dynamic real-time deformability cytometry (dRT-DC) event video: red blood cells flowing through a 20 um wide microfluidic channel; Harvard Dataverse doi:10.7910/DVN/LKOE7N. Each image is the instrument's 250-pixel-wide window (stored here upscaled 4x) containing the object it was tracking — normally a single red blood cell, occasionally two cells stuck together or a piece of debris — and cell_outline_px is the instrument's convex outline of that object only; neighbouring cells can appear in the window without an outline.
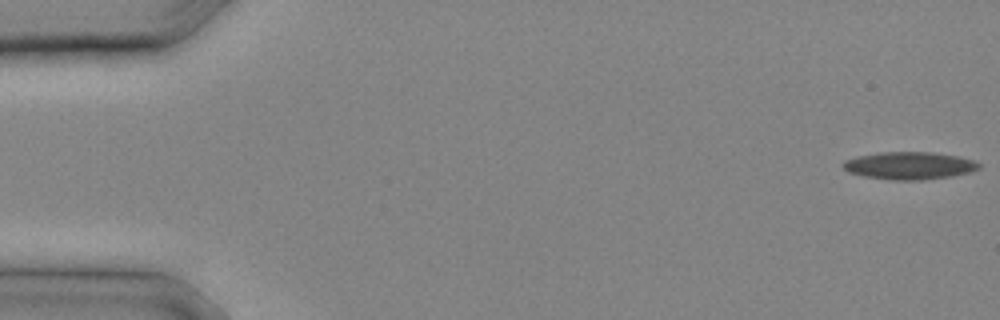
{"species": "common noctule bat (a hibernating species)", "species_latin": "Nyctalus noctula", "temperature_condition": "cold", "stored_images_in_passage": 13, "camera_frame_rate_fps": 3000, "um_per_image_px": 0.085, "animal": {"sex": "male", "body_mass_g": 20.4}, "frame": {"image": 1, "passage_image": 1, "time_ms": 0.0, "image_size_px": [1000, 320], "cell_outline_px": [[980, 168], [968, 172], [952, 176], [924, 180], [892, 180], [864, 176], [848, 172], [840, 164], [844, 160], [856, 156], [880, 152], [932, 152], [960, 156], [972, 160], [980, 164]], "centroid_in_image_um": [77.26, 14.07], "position_along_channel_um": 7.7, "area_um2": 21.91}}
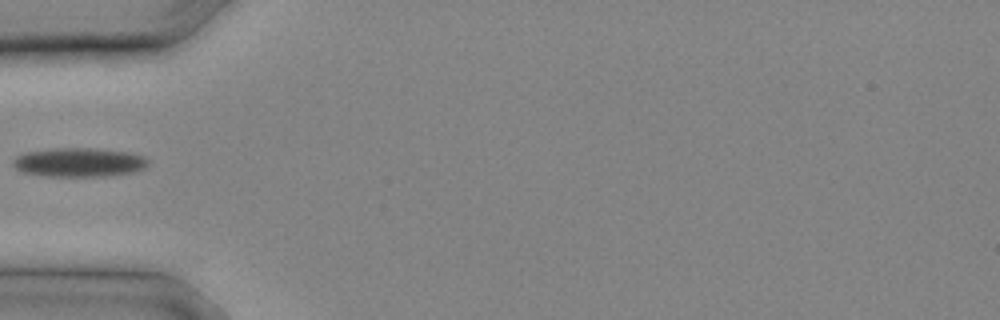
{"frame": {"image": 2, "passage_image": 9, "time_ms": 2.667, "image_size_px": [1000, 320], "cell_outline_px": [[148, 164], [144, 168], [132, 172], [108, 176], [44, 176], [24, 172], [16, 168], [12, 164], [12, 160], [16, 156], [24, 152], [52, 148], [92, 148], [128, 152], [144, 156], [148, 160]], "centroid_in_image_um": [6.69, 13.79], "position_along_channel_um": 78.3, "area_um2": 22.89}}
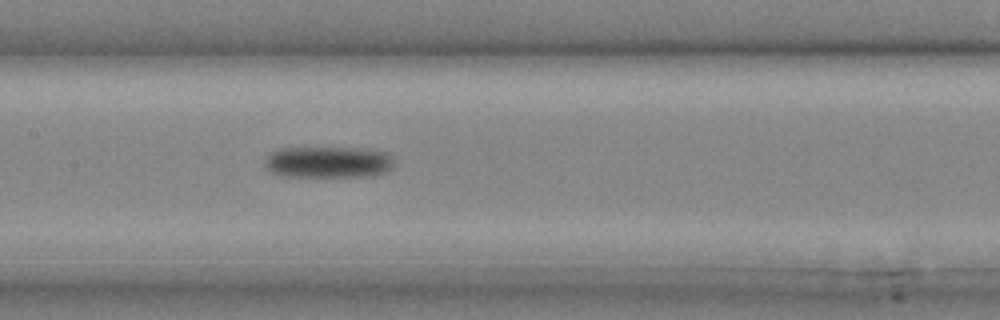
{"frame": {"image": 3, "passage_image": 13, "time_ms": 4.0, "image_size_px": [1000, 320], "cell_outline_px": [[392, 168], [384, 172], [372, 176], [284, 176], [272, 172], [264, 164], [264, 160], [272, 152], [280, 148], [368, 148], [388, 152], [392, 156]], "centroid_in_image_um": [27.93, 13.77], "position_along_channel_um": 179.5, "area_um2": 23.7}}